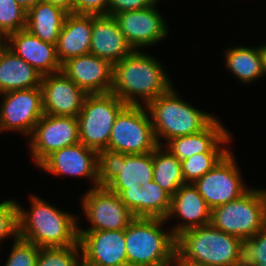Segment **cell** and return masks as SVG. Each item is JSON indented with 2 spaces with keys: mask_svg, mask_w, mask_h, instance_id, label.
Masks as SVG:
<instances>
[{
  "mask_svg": "<svg viewBox=\"0 0 266 266\" xmlns=\"http://www.w3.org/2000/svg\"><path fill=\"white\" fill-rule=\"evenodd\" d=\"M133 50L113 65L111 93L126 105L145 106L172 88L161 62L144 52ZM143 101L140 103V100Z\"/></svg>",
  "mask_w": 266,
  "mask_h": 266,
  "instance_id": "cell-1",
  "label": "cell"
},
{
  "mask_svg": "<svg viewBox=\"0 0 266 266\" xmlns=\"http://www.w3.org/2000/svg\"><path fill=\"white\" fill-rule=\"evenodd\" d=\"M31 211L17 202L18 236L38 247H67L79 243L77 217L31 195Z\"/></svg>",
  "mask_w": 266,
  "mask_h": 266,
  "instance_id": "cell-2",
  "label": "cell"
},
{
  "mask_svg": "<svg viewBox=\"0 0 266 266\" xmlns=\"http://www.w3.org/2000/svg\"><path fill=\"white\" fill-rule=\"evenodd\" d=\"M242 241L207 224L176 237V256L198 266H229L241 261Z\"/></svg>",
  "mask_w": 266,
  "mask_h": 266,
  "instance_id": "cell-3",
  "label": "cell"
},
{
  "mask_svg": "<svg viewBox=\"0 0 266 266\" xmlns=\"http://www.w3.org/2000/svg\"><path fill=\"white\" fill-rule=\"evenodd\" d=\"M166 219L135 217L125 229L127 263L131 266L169 265L176 257V237L164 231Z\"/></svg>",
  "mask_w": 266,
  "mask_h": 266,
  "instance_id": "cell-4",
  "label": "cell"
},
{
  "mask_svg": "<svg viewBox=\"0 0 266 266\" xmlns=\"http://www.w3.org/2000/svg\"><path fill=\"white\" fill-rule=\"evenodd\" d=\"M158 145L177 137L195 134L204 130L214 119L211 113L203 112L181 100L172 87L166 93L146 105Z\"/></svg>",
  "mask_w": 266,
  "mask_h": 266,
  "instance_id": "cell-5",
  "label": "cell"
},
{
  "mask_svg": "<svg viewBox=\"0 0 266 266\" xmlns=\"http://www.w3.org/2000/svg\"><path fill=\"white\" fill-rule=\"evenodd\" d=\"M210 224L227 233L250 239L266 226V189H249L240 198L211 209Z\"/></svg>",
  "mask_w": 266,
  "mask_h": 266,
  "instance_id": "cell-6",
  "label": "cell"
},
{
  "mask_svg": "<svg viewBox=\"0 0 266 266\" xmlns=\"http://www.w3.org/2000/svg\"><path fill=\"white\" fill-rule=\"evenodd\" d=\"M149 112L144 105H126L116 116L107 150L115 154H146L159 145Z\"/></svg>",
  "mask_w": 266,
  "mask_h": 266,
  "instance_id": "cell-7",
  "label": "cell"
},
{
  "mask_svg": "<svg viewBox=\"0 0 266 266\" xmlns=\"http://www.w3.org/2000/svg\"><path fill=\"white\" fill-rule=\"evenodd\" d=\"M125 106L126 104L111 92L88 94L76 117L79 143L102 155L107 150L115 118Z\"/></svg>",
  "mask_w": 266,
  "mask_h": 266,
  "instance_id": "cell-8",
  "label": "cell"
},
{
  "mask_svg": "<svg viewBox=\"0 0 266 266\" xmlns=\"http://www.w3.org/2000/svg\"><path fill=\"white\" fill-rule=\"evenodd\" d=\"M101 185L115 194L129 187H145L153 180V152L101 155Z\"/></svg>",
  "mask_w": 266,
  "mask_h": 266,
  "instance_id": "cell-9",
  "label": "cell"
},
{
  "mask_svg": "<svg viewBox=\"0 0 266 266\" xmlns=\"http://www.w3.org/2000/svg\"><path fill=\"white\" fill-rule=\"evenodd\" d=\"M241 176L230 150L212 170L193 184L212 209L240 198L250 189L246 187Z\"/></svg>",
  "mask_w": 266,
  "mask_h": 266,
  "instance_id": "cell-10",
  "label": "cell"
},
{
  "mask_svg": "<svg viewBox=\"0 0 266 266\" xmlns=\"http://www.w3.org/2000/svg\"><path fill=\"white\" fill-rule=\"evenodd\" d=\"M82 209L91 226L79 231L125 230L135 218L119 195L102 185L85 193Z\"/></svg>",
  "mask_w": 266,
  "mask_h": 266,
  "instance_id": "cell-11",
  "label": "cell"
},
{
  "mask_svg": "<svg viewBox=\"0 0 266 266\" xmlns=\"http://www.w3.org/2000/svg\"><path fill=\"white\" fill-rule=\"evenodd\" d=\"M0 132L19 131L30 136L36 123L44 115L41 87L2 93Z\"/></svg>",
  "mask_w": 266,
  "mask_h": 266,
  "instance_id": "cell-12",
  "label": "cell"
},
{
  "mask_svg": "<svg viewBox=\"0 0 266 266\" xmlns=\"http://www.w3.org/2000/svg\"><path fill=\"white\" fill-rule=\"evenodd\" d=\"M30 136L29 150L38 166L52 152L79 143L77 118L44 114Z\"/></svg>",
  "mask_w": 266,
  "mask_h": 266,
  "instance_id": "cell-13",
  "label": "cell"
},
{
  "mask_svg": "<svg viewBox=\"0 0 266 266\" xmlns=\"http://www.w3.org/2000/svg\"><path fill=\"white\" fill-rule=\"evenodd\" d=\"M37 167L55 175L89 178L93 187L101 185V155L82 143L52 152Z\"/></svg>",
  "mask_w": 266,
  "mask_h": 266,
  "instance_id": "cell-14",
  "label": "cell"
},
{
  "mask_svg": "<svg viewBox=\"0 0 266 266\" xmlns=\"http://www.w3.org/2000/svg\"><path fill=\"white\" fill-rule=\"evenodd\" d=\"M153 6L134 11L114 14L120 31L133 50L161 42L168 33L162 15Z\"/></svg>",
  "mask_w": 266,
  "mask_h": 266,
  "instance_id": "cell-15",
  "label": "cell"
},
{
  "mask_svg": "<svg viewBox=\"0 0 266 266\" xmlns=\"http://www.w3.org/2000/svg\"><path fill=\"white\" fill-rule=\"evenodd\" d=\"M43 112L47 115L77 117L86 96L62 70L42 76Z\"/></svg>",
  "mask_w": 266,
  "mask_h": 266,
  "instance_id": "cell-16",
  "label": "cell"
},
{
  "mask_svg": "<svg viewBox=\"0 0 266 266\" xmlns=\"http://www.w3.org/2000/svg\"><path fill=\"white\" fill-rule=\"evenodd\" d=\"M81 264L127 263L125 230L79 231Z\"/></svg>",
  "mask_w": 266,
  "mask_h": 266,
  "instance_id": "cell-17",
  "label": "cell"
},
{
  "mask_svg": "<svg viewBox=\"0 0 266 266\" xmlns=\"http://www.w3.org/2000/svg\"><path fill=\"white\" fill-rule=\"evenodd\" d=\"M61 70L87 94L110 93L113 85V65L93 54L68 59Z\"/></svg>",
  "mask_w": 266,
  "mask_h": 266,
  "instance_id": "cell-18",
  "label": "cell"
},
{
  "mask_svg": "<svg viewBox=\"0 0 266 266\" xmlns=\"http://www.w3.org/2000/svg\"><path fill=\"white\" fill-rule=\"evenodd\" d=\"M174 215L184 222L176 224L171 229L173 235L177 237L183 231L210 224L211 208L194 184L186 183L172 196L166 220L169 221Z\"/></svg>",
  "mask_w": 266,
  "mask_h": 266,
  "instance_id": "cell-19",
  "label": "cell"
},
{
  "mask_svg": "<svg viewBox=\"0 0 266 266\" xmlns=\"http://www.w3.org/2000/svg\"><path fill=\"white\" fill-rule=\"evenodd\" d=\"M7 47L42 75L61 71L56 46L42 41L26 28L9 34Z\"/></svg>",
  "mask_w": 266,
  "mask_h": 266,
  "instance_id": "cell-20",
  "label": "cell"
},
{
  "mask_svg": "<svg viewBox=\"0 0 266 266\" xmlns=\"http://www.w3.org/2000/svg\"><path fill=\"white\" fill-rule=\"evenodd\" d=\"M133 51L115 18L111 15H92L90 54L109 61L112 65Z\"/></svg>",
  "mask_w": 266,
  "mask_h": 266,
  "instance_id": "cell-21",
  "label": "cell"
},
{
  "mask_svg": "<svg viewBox=\"0 0 266 266\" xmlns=\"http://www.w3.org/2000/svg\"><path fill=\"white\" fill-rule=\"evenodd\" d=\"M134 217L166 219L172 196L154 180L145 187H129L119 194Z\"/></svg>",
  "mask_w": 266,
  "mask_h": 266,
  "instance_id": "cell-22",
  "label": "cell"
},
{
  "mask_svg": "<svg viewBox=\"0 0 266 266\" xmlns=\"http://www.w3.org/2000/svg\"><path fill=\"white\" fill-rule=\"evenodd\" d=\"M92 15L69 13L66 15L56 43L61 65L68 59L90 53Z\"/></svg>",
  "mask_w": 266,
  "mask_h": 266,
  "instance_id": "cell-23",
  "label": "cell"
},
{
  "mask_svg": "<svg viewBox=\"0 0 266 266\" xmlns=\"http://www.w3.org/2000/svg\"><path fill=\"white\" fill-rule=\"evenodd\" d=\"M42 76L10 48L0 51V94L41 87Z\"/></svg>",
  "mask_w": 266,
  "mask_h": 266,
  "instance_id": "cell-24",
  "label": "cell"
},
{
  "mask_svg": "<svg viewBox=\"0 0 266 266\" xmlns=\"http://www.w3.org/2000/svg\"><path fill=\"white\" fill-rule=\"evenodd\" d=\"M228 130L215 118L204 130L195 134L170 139L163 146L180 161L193 154L208 152Z\"/></svg>",
  "mask_w": 266,
  "mask_h": 266,
  "instance_id": "cell-25",
  "label": "cell"
},
{
  "mask_svg": "<svg viewBox=\"0 0 266 266\" xmlns=\"http://www.w3.org/2000/svg\"><path fill=\"white\" fill-rule=\"evenodd\" d=\"M67 14L51 3H38L27 11L26 29L42 41L56 45Z\"/></svg>",
  "mask_w": 266,
  "mask_h": 266,
  "instance_id": "cell-26",
  "label": "cell"
},
{
  "mask_svg": "<svg viewBox=\"0 0 266 266\" xmlns=\"http://www.w3.org/2000/svg\"><path fill=\"white\" fill-rule=\"evenodd\" d=\"M224 52L225 66L242 83L248 84L264 76L262 45L258 48L234 46Z\"/></svg>",
  "mask_w": 266,
  "mask_h": 266,
  "instance_id": "cell-27",
  "label": "cell"
},
{
  "mask_svg": "<svg viewBox=\"0 0 266 266\" xmlns=\"http://www.w3.org/2000/svg\"><path fill=\"white\" fill-rule=\"evenodd\" d=\"M164 146L153 151V180L171 196L185 183L181 161Z\"/></svg>",
  "mask_w": 266,
  "mask_h": 266,
  "instance_id": "cell-28",
  "label": "cell"
},
{
  "mask_svg": "<svg viewBox=\"0 0 266 266\" xmlns=\"http://www.w3.org/2000/svg\"><path fill=\"white\" fill-rule=\"evenodd\" d=\"M230 135L231 134L227 132L208 152L193 154L191 157L181 161L182 175L185 183L193 184L216 166V164L230 151L224 147L227 142H231L230 140H232V138Z\"/></svg>",
  "mask_w": 266,
  "mask_h": 266,
  "instance_id": "cell-29",
  "label": "cell"
},
{
  "mask_svg": "<svg viewBox=\"0 0 266 266\" xmlns=\"http://www.w3.org/2000/svg\"><path fill=\"white\" fill-rule=\"evenodd\" d=\"M80 259L79 243L67 247H40L36 266H81Z\"/></svg>",
  "mask_w": 266,
  "mask_h": 266,
  "instance_id": "cell-30",
  "label": "cell"
},
{
  "mask_svg": "<svg viewBox=\"0 0 266 266\" xmlns=\"http://www.w3.org/2000/svg\"><path fill=\"white\" fill-rule=\"evenodd\" d=\"M26 15L17 0H0V29L6 35L25 29Z\"/></svg>",
  "mask_w": 266,
  "mask_h": 266,
  "instance_id": "cell-31",
  "label": "cell"
},
{
  "mask_svg": "<svg viewBox=\"0 0 266 266\" xmlns=\"http://www.w3.org/2000/svg\"><path fill=\"white\" fill-rule=\"evenodd\" d=\"M241 261L249 266H266V226L242 241Z\"/></svg>",
  "mask_w": 266,
  "mask_h": 266,
  "instance_id": "cell-32",
  "label": "cell"
},
{
  "mask_svg": "<svg viewBox=\"0 0 266 266\" xmlns=\"http://www.w3.org/2000/svg\"><path fill=\"white\" fill-rule=\"evenodd\" d=\"M13 241L5 266H36L40 247L19 236Z\"/></svg>",
  "mask_w": 266,
  "mask_h": 266,
  "instance_id": "cell-33",
  "label": "cell"
},
{
  "mask_svg": "<svg viewBox=\"0 0 266 266\" xmlns=\"http://www.w3.org/2000/svg\"><path fill=\"white\" fill-rule=\"evenodd\" d=\"M8 236L18 237V208L13 199L0 203V242Z\"/></svg>",
  "mask_w": 266,
  "mask_h": 266,
  "instance_id": "cell-34",
  "label": "cell"
},
{
  "mask_svg": "<svg viewBox=\"0 0 266 266\" xmlns=\"http://www.w3.org/2000/svg\"><path fill=\"white\" fill-rule=\"evenodd\" d=\"M109 0H73V13L108 15Z\"/></svg>",
  "mask_w": 266,
  "mask_h": 266,
  "instance_id": "cell-35",
  "label": "cell"
},
{
  "mask_svg": "<svg viewBox=\"0 0 266 266\" xmlns=\"http://www.w3.org/2000/svg\"><path fill=\"white\" fill-rule=\"evenodd\" d=\"M159 0H109L108 15L141 10L153 6Z\"/></svg>",
  "mask_w": 266,
  "mask_h": 266,
  "instance_id": "cell-36",
  "label": "cell"
},
{
  "mask_svg": "<svg viewBox=\"0 0 266 266\" xmlns=\"http://www.w3.org/2000/svg\"><path fill=\"white\" fill-rule=\"evenodd\" d=\"M44 2L60 7L68 14L73 13V0H44Z\"/></svg>",
  "mask_w": 266,
  "mask_h": 266,
  "instance_id": "cell-37",
  "label": "cell"
},
{
  "mask_svg": "<svg viewBox=\"0 0 266 266\" xmlns=\"http://www.w3.org/2000/svg\"><path fill=\"white\" fill-rule=\"evenodd\" d=\"M18 4L26 11L35 6L38 3L44 2V0H17Z\"/></svg>",
  "mask_w": 266,
  "mask_h": 266,
  "instance_id": "cell-38",
  "label": "cell"
},
{
  "mask_svg": "<svg viewBox=\"0 0 266 266\" xmlns=\"http://www.w3.org/2000/svg\"><path fill=\"white\" fill-rule=\"evenodd\" d=\"M7 43H8V35H6L0 29V51L4 50L7 47Z\"/></svg>",
  "mask_w": 266,
  "mask_h": 266,
  "instance_id": "cell-39",
  "label": "cell"
},
{
  "mask_svg": "<svg viewBox=\"0 0 266 266\" xmlns=\"http://www.w3.org/2000/svg\"><path fill=\"white\" fill-rule=\"evenodd\" d=\"M262 55H263V75H266V45L262 44Z\"/></svg>",
  "mask_w": 266,
  "mask_h": 266,
  "instance_id": "cell-40",
  "label": "cell"
},
{
  "mask_svg": "<svg viewBox=\"0 0 266 266\" xmlns=\"http://www.w3.org/2000/svg\"><path fill=\"white\" fill-rule=\"evenodd\" d=\"M174 266H198L181 261L177 256L175 257Z\"/></svg>",
  "mask_w": 266,
  "mask_h": 266,
  "instance_id": "cell-41",
  "label": "cell"
},
{
  "mask_svg": "<svg viewBox=\"0 0 266 266\" xmlns=\"http://www.w3.org/2000/svg\"><path fill=\"white\" fill-rule=\"evenodd\" d=\"M81 266H101V265H94V264H81ZM110 266H131L128 263H122V264H115Z\"/></svg>",
  "mask_w": 266,
  "mask_h": 266,
  "instance_id": "cell-42",
  "label": "cell"
},
{
  "mask_svg": "<svg viewBox=\"0 0 266 266\" xmlns=\"http://www.w3.org/2000/svg\"><path fill=\"white\" fill-rule=\"evenodd\" d=\"M229 266H249V265L247 263H245V262L240 261V262H238L236 264L229 265Z\"/></svg>",
  "mask_w": 266,
  "mask_h": 266,
  "instance_id": "cell-43",
  "label": "cell"
},
{
  "mask_svg": "<svg viewBox=\"0 0 266 266\" xmlns=\"http://www.w3.org/2000/svg\"><path fill=\"white\" fill-rule=\"evenodd\" d=\"M152 266H174V263L169 264V265H152Z\"/></svg>",
  "mask_w": 266,
  "mask_h": 266,
  "instance_id": "cell-44",
  "label": "cell"
}]
</instances>
